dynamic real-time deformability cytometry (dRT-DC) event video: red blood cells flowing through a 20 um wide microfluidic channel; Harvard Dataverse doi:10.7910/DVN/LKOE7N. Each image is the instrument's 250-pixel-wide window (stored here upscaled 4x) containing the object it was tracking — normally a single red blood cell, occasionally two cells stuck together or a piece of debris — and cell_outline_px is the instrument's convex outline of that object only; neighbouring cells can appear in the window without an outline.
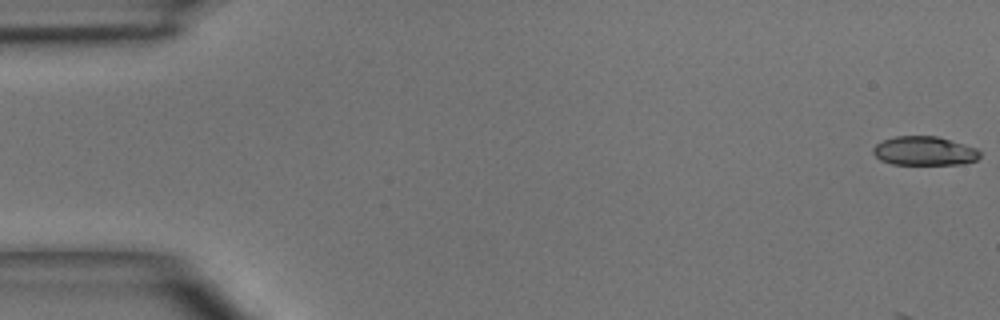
{"species": "common noctule bat (a hibernating species)", "species_latin": "Nyctalus noctula", "temperature_condition": "room temperature", "stored_images_in_passage": 5, "camera_frame_rate_fps": 3000, "um_per_image_px": 0.085, "animal": {"sex": "male", "body_mass_g": 15.6}, "frame": {"image": 1, "passage_image": 1, "time_ms": 0.0, "image_size_px": [1000, 320], "cell_outline_px": [[980, 156], [976, 160], [964, 164], [892, 164], [880, 160], [872, 152], [872, 148], [876, 144], [884, 140], [896, 136], [936, 136], [964, 144], [976, 148], [980, 152]], "centroid_in_image_um": [78.56, 12.83], "position_along_channel_um": 6.4, "area_um2": 17.98}}